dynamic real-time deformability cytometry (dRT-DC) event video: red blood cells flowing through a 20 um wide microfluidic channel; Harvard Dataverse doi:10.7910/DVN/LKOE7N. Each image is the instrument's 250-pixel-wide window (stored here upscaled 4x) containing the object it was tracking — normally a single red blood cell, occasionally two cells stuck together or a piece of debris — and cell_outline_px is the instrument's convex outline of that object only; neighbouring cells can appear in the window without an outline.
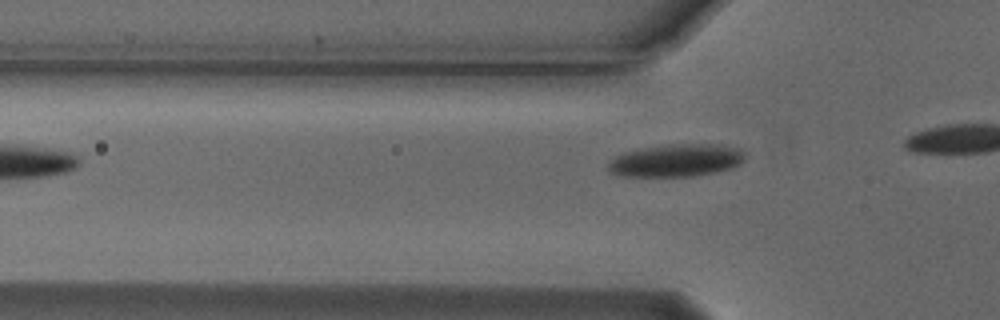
{"species": "Egyptian fruit bat (a non-hibernating species)", "species_latin": "Rousettus aegyptiacus", "temperature_condition": "cold", "stored_images_in_passage": 3, "camera_frame_rate_fps": 3000, "um_per_image_px": 0.085, "animal": {"sex": "male"}, "frame": {"image": 1, "passage_image": 3, "time_ms": 0.667, "image_size_px": [1000, 320], "cell_outline_px": [[748, 156], [740, 164], [732, 168], [716, 172], [692, 176], [616, 176], [608, 172], [608, 164], [612, 156], [624, 152], [664, 144], [720, 144], [740, 148]], "centroid_in_image_um": [57.48, 13.63], "position_along_channel_um": 68.3, "area_um2": 26.47}}